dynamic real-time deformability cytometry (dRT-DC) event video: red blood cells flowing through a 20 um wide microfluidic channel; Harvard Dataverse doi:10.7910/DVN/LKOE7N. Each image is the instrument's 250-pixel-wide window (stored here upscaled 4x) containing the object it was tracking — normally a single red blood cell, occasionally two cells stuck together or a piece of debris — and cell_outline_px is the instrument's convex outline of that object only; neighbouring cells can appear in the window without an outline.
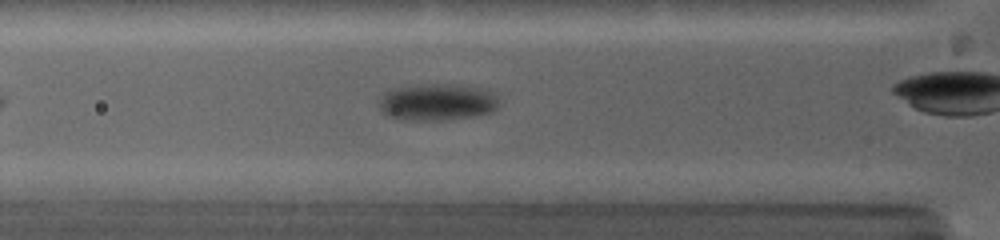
{"species": "common noctule bat (a hibernating species)", "species_latin": "Nyctalus noctula", "temperature_condition": "warm", "stored_images_in_passage": 14, "camera_frame_rate_fps": 5000, "um_per_image_px": 0.085, "animal": {"sex": "female", "body_mass_g": 19.0, "forearm_length_mm": 53.3}, "frame": {"image": 1, "passage_image": 7, "time_ms": 2.4, "image_size_px": [1000, 240], "cell_outline_px": [[500, 104], [492, 112], [472, 116], [440, 120], [408, 120], [388, 116], [376, 104], [380, 96], [384, 92], [392, 88], [420, 84], [468, 84], [492, 92], [500, 96]], "centroid_in_image_um": [37.17, 8.65], "position_along_channel_um": 88.6, "area_um2": 26.3}}
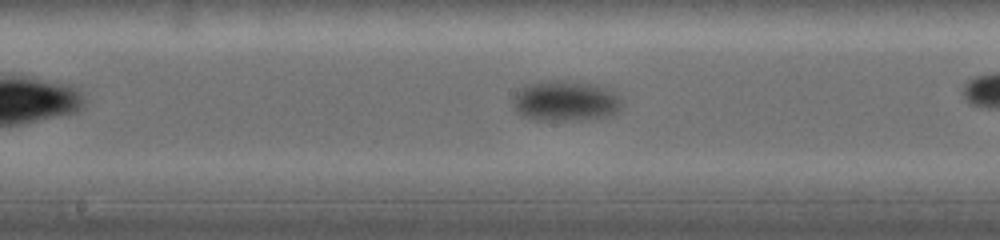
{"frame": {"image": 2, "passage_image": 12, "time_ms": 5.2, "image_size_px": [1000, 240], "cell_outline_px": [[624, 104], [612, 116], [584, 120], [536, 120], [524, 116], [516, 112], [512, 108], [512, 96], [524, 84], [536, 80], [560, 80], [600, 84], [616, 92], [624, 100]], "centroid_in_image_um": [48.07, 8.56], "position_along_channel_um": 200.1, "area_um2": 26.82}}